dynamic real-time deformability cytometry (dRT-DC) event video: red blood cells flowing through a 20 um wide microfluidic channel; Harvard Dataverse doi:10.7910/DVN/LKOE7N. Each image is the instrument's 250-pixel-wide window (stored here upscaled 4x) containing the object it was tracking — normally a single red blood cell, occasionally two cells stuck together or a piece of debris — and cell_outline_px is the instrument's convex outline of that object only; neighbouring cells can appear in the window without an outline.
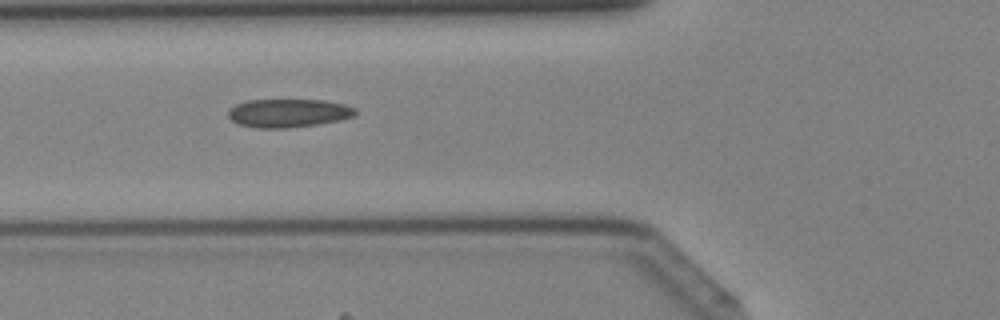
{"species": "Egyptian fruit bat (a non-hibernating species)", "species_latin": "Rousettus aegyptiacus", "temperature_condition": "cold", "stored_images_in_passage": 41, "camera_frame_rate_fps": 3000, "um_per_image_px": 0.085, "animal": {"sex": "female"}, "frame": {"image": 1, "passage_image": 14, "time_ms": 4.333, "image_size_px": [1000, 320], "cell_outline_px": [[356, 112], [352, 116], [340, 120], [316, 124], [288, 128], [256, 128], [236, 124], [228, 116], [228, 112], [236, 104], [248, 100], [324, 100], [344, 104], [356, 108]], "centroid_in_image_um": [24.49, 9.61], "position_along_channel_um": 101.3, "area_um2": 20.98}}
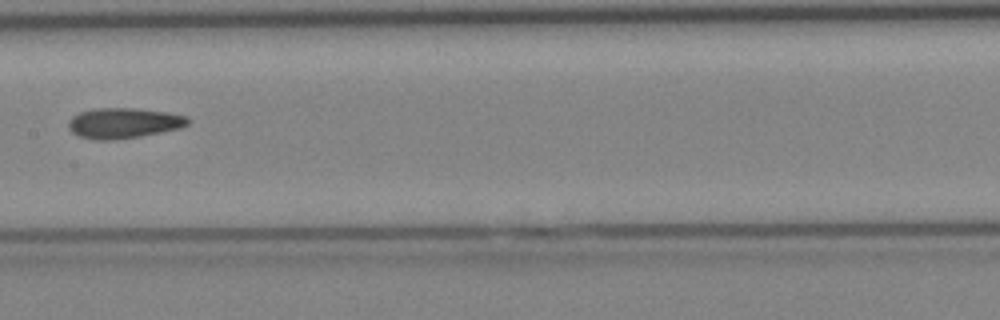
{"frame": {"image": 2, "passage_image": 20, "time_ms": 6.333, "image_size_px": [1000, 320], "cell_outline_px": [[192, 120], [188, 124], [180, 128], [140, 136], [112, 140], [96, 140], [80, 136], [72, 132], [68, 128], [68, 120], [72, 116], [80, 112], [96, 108], [136, 108], [168, 112], [188, 116]], "centroid_in_image_um": [10.52, 10.45], "position_along_channel_um": 196.9, "area_um2": 21.27}}
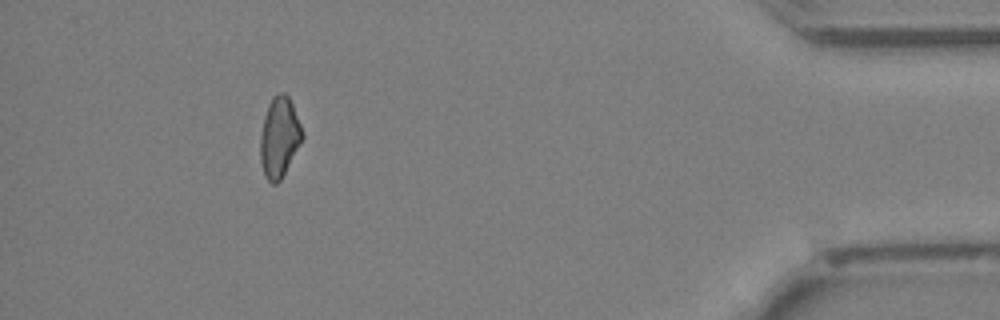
{"frame": {"image": 3, "passage_image": 37, "time_ms": 12.0, "image_size_px": [1000, 320], "cell_outline_px": [[304, 136], [280, 180], [276, 184], [272, 184], [268, 180], [264, 172], [260, 160], [260, 136], [264, 116], [268, 104], [272, 96], [280, 92], [284, 92], [288, 96], [292, 104], [304, 132]], "centroid_in_image_um": [23.74, 11.63], "position_along_channel_um": 411.5, "area_um2": 19.48}}